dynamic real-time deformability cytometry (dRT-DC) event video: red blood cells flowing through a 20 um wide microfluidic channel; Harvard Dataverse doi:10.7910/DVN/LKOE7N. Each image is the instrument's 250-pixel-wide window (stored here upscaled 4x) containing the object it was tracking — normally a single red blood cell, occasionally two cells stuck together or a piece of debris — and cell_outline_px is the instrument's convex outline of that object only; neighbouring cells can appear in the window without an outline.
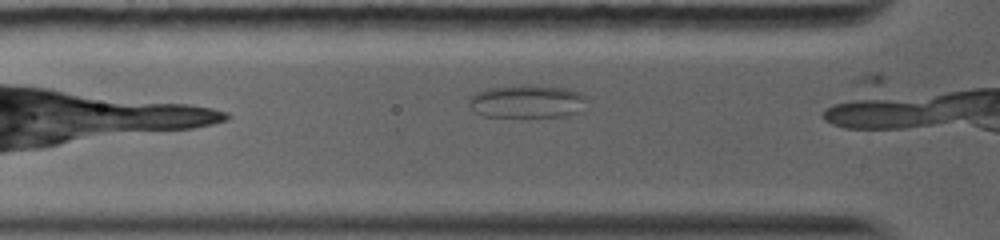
{"species": "common noctule bat (a hibernating species)", "species_latin": "Nyctalus noctula", "temperature_condition": "warm", "stored_images_in_passage": 8, "camera_frame_rate_fps": 5000, "um_per_image_px": 0.085, "animal": {"sex": "female", "body_mass_g": 19.0, "forearm_length_mm": 56.7}, "frame": {"image": 1, "passage_image": 5, "time_ms": 1.4, "image_size_px": [1000, 240], "cell_outline_px": [[584, 96], [580, 112], [564, 116], [484, 116], [476, 112], [468, 104], [468, 100], [476, 92], [492, 88], [512, 84], [536, 84], [568, 88], [580, 92]], "centroid_in_image_um": [44.78, 8.59], "position_along_channel_um": 81.0, "area_um2": 22.72}}
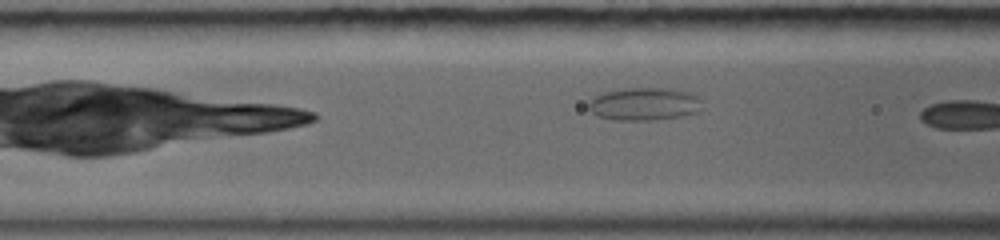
{"frame": {"image": 2, "passage_image": 7, "time_ms": 2.2, "image_size_px": [1000, 240], "cell_outline_px": [[704, 108], [696, 112], [680, 116], [652, 120], [616, 120], [596, 116], [588, 108], [588, 104], [596, 96], [604, 92], [628, 88], [668, 88], [692, 92], [700, 100]], "centroid_in_image_um": [54.79, 8.84], "position_along_channel_um": 111.8, "area_um2": 21.73}}